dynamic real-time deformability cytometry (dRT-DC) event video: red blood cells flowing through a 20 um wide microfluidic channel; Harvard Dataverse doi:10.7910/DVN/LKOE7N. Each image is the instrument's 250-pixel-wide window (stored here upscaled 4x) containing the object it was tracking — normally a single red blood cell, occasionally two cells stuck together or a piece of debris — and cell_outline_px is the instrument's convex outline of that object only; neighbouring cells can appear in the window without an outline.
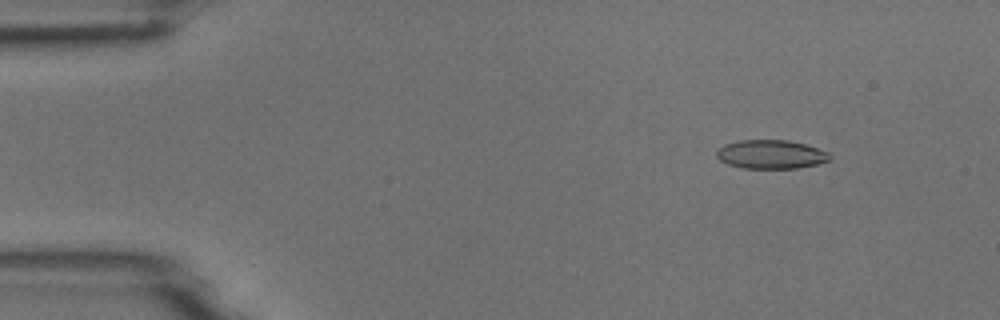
{"species": "common noctule bat (a hibernating species)", "species_latin": "Nyctalus noctula", "temperature_condition": "room temperature", "stored_images_in_passage": 7, "camera_frame_rate_fps": 3000, "um_per_image_px": 0.085, "animal": {"sex": "male", "body_mass_g": 18.8}, "frame": {"image": 1, "passage_image": 2, "time_ms": 1.0, "image_size_px": [1000, 320], "cell_outline_px": [[832, 160], [816, 164], [796, 168], [740, 168], [728, 164], [720, 160], [716, 156], [716, 152], [724, 144], [740, 140], [788, 140], [804, 144], [828, 152], [832, 156]], "centroid_in_image_um": [65.53, 13.12], "position_along_channel_um": 19.5, "area_um2": 18.96}}
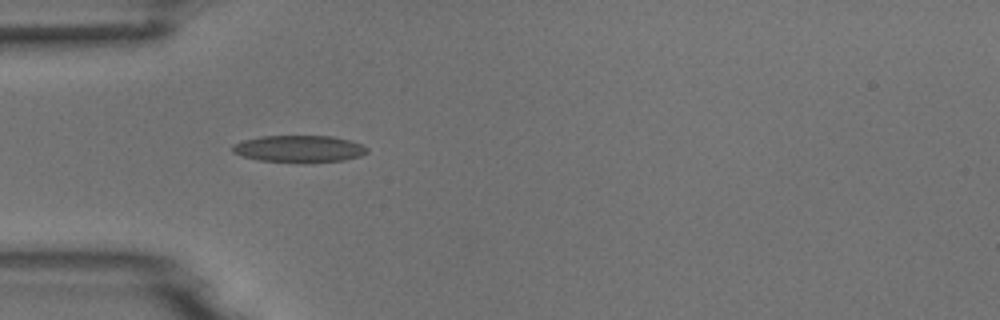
{"frame": {"image": 2, "passage_image": 5, "time_ms": 4.333, "image_size_px": [1000, 320], "cell_outline_px": [[368, 152], [360, 156], [344, 160], [304, 164], [300, 164], [260, 160], [240, 156], [232, 152], [232, 144], [240, 140], [260, 136], [332, 136], [348, 140], [360, 144], [368, 148]], "centroid_in_image_um": [25.37, 12.67], "position_along_channel_um": 59.6, "area_um2": 21.68}}